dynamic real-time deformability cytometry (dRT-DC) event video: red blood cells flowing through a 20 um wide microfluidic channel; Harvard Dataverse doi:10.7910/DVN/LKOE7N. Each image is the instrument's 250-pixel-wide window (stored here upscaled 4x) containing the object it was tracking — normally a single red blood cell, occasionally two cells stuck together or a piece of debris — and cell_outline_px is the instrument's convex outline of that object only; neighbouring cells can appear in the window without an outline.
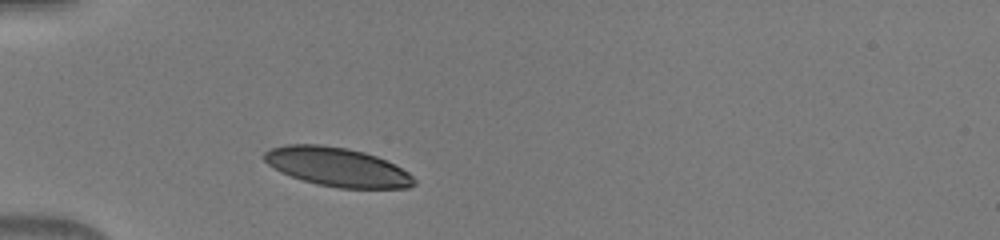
{"species": "human", "species_latin": "Homo sapiens", "temperature_condition": "warm", "stored_images_in_passage": 35, "camera_frame_rate_fps": 3000, "um_per_image_px": 0.085, "donor": {"sex": "male"}, "frame": {"image": 1, "passage_image": 1, "time_ms": 0.0, "image_size_px": [1000, 240], "cell_outline_px": [[416, 184], [408, 188], [340, 188], [316, 184], [280, 172], [268, 164], [264, 160], [264, 152], [272, 148], [284, 144], [320, 144], [348, 148], [364, 152], [376, 156], [408, 172], [416, 180]], "centroid_in_image_um": [28.65, 14.19], "position_along_channel_um": 56.3, "area_um2": 33.81}}
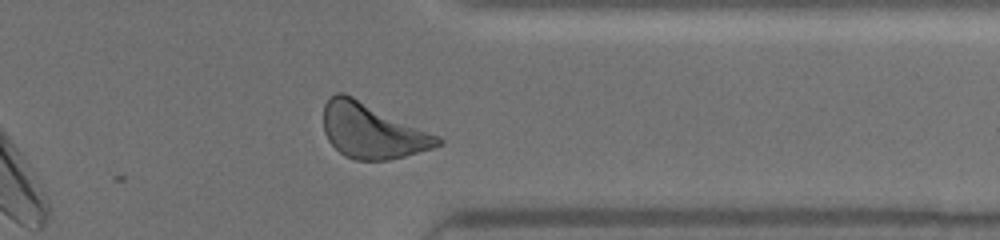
{"frame": {"image": 2, "passage_image": 26, "time_ms": 8.333, "image_size_px": [1000, 240], "cell_outline_px": [[444, 144], [432, 148], [404, 156], [388, 160], [356, 160], [344, 156], [328, 140], [324, 132], [324, 104], [336, 92], [344, 92], [440, 136], [444, 140]], "centroid_in_image_um": [31.65, 11.13], "position_along_channel_um": 379.8, "area_um2": 36.53}}
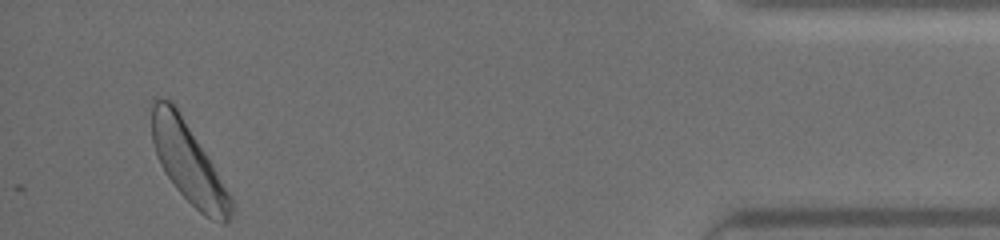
{"frame": {"image": 3, "passage_image": 33, "time_ms": 10.667, "image_size_px": [1000, 240], "cell_outline_px": [[232, 212], [228, 220], [224, 224], [212, 220], [204, 216], [176, 188], [160, 164], [156, 156], [152, 140], [148, 104], [152, 96], [156, 96], [172, 100], [208, 156], [232, 196]], "centroid_in_image_um": [15.95, 13.73], "position_along_channel_um": 419.3, "area_um2": 37.34}}